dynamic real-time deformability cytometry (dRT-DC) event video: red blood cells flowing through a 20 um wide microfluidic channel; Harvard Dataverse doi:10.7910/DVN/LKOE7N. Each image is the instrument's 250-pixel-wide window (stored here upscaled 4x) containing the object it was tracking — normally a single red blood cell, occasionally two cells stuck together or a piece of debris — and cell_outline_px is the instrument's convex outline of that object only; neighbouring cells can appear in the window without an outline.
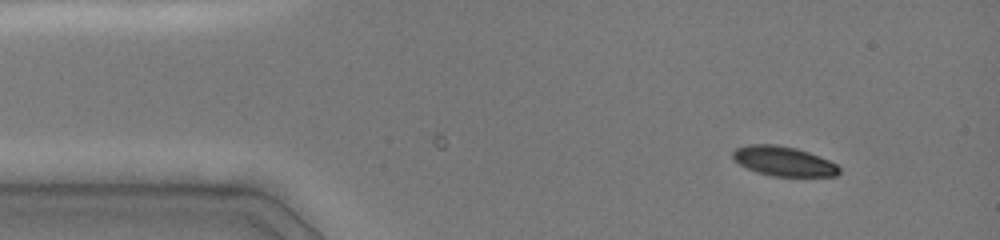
{"species": "common noctule bat (a hibernating species)", "species_latin": "Nyctalus noctula", "temperature_condition": "cold", "stored_images_in_passage": 34, "camera_frame_rate_fps": 3000, "um_per_image_px": 0.085, "animal": {"sex": "female", "body_mass_g": 19.0, "forearm_length_mm": 51.5}, "frame": {"image": 1, "passage_image": 1, "time_ms": 0.0, "image_size_px": [1000, 240], "cell_outline_px": [[840, 172], [836, 176], [772, 176], [756, 172], [740, 164], [732, 156], [732, 152], [736, 148], [748, 144], [776, 144], [796, 148], [808, 152], [828, 160], [836, 164], [840, 168]], "centroid_in_image_um": [66.6, 13.7], "position_along_channel_um": 18.4, "area_um2": 18.26}}
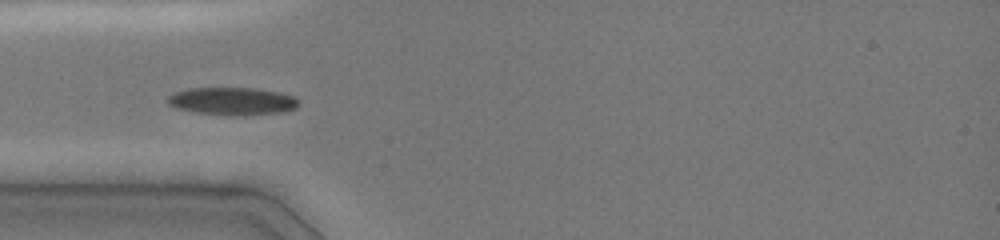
{"frame": {"image": 2, "passage_image": 12, "time_ms": 3.0, "image_size_px": [1000, 240], "cell_outline_px": [[300, 104], [296, 108], [284, 112], [196, 112], [176, 108], [168, 104], [168, 96], [176, 92], [188, 88], [252, 88], [280, 92], [292, 96], [300, 100]], "centroid_in_image_um": [19.75, 8.54], "position_along_channel_um": 65.2, "area_um2": 19.88}}
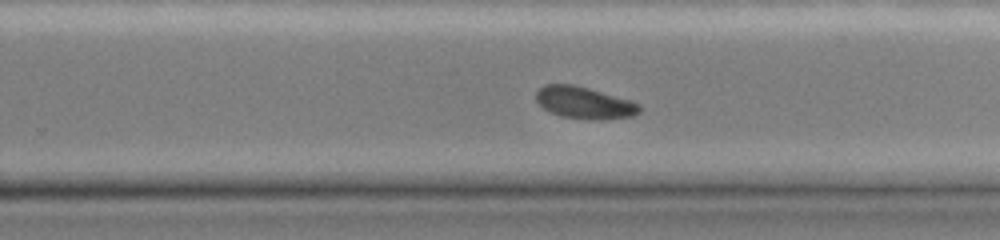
{"frame": {"image": 3, "passage_image": 31, "time_ms": 8.333, "image_size_px": [1000, 240], "cell_outline_px": [[640, 112], [632, 116], [560, 116], [544, 108], [536, 100], [536, 92], [544, 84], [572, 84], [588, 88], [632, 100], [640, 104]], "centroid_in_image_um": [49.62, 8.65], "position_along_channel_um": 280.2, "area_um2": 18.09}}